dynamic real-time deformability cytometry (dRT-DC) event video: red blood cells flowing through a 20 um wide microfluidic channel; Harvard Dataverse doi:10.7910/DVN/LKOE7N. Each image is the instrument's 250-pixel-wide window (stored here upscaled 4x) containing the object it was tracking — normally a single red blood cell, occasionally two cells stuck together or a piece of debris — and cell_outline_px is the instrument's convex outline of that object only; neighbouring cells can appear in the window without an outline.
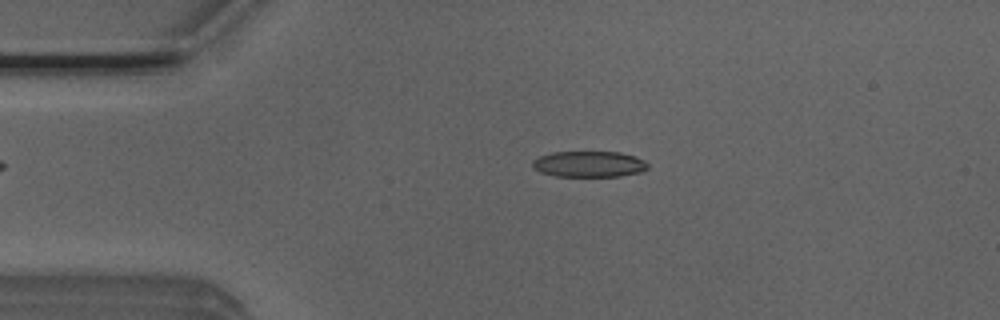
{"species": "Egyptian fruit bat (a non-hibernating species)", "species_latin": "Rousettus aegyptiacus", "temperature_condition": "room temperature", "stored_images_in_passage": 51, "camera_frame_rate_fps": 3000, "um_per_image_px": 0.085, "animal": {"sex": "male"}, "frame": {"image": 1, "passage_image": 10, "time_ms": 3.0, "image_size_px": [1000, 320], "cell_outline_px": [[648, 168], [644, 172], [620, 176], [556, 176], [540, 172], [532, 168], [532, 160], [540, 156], [552, 152], [620, 152], [636, 156], [644, 160], [648, 164]], "centroid_in_image_um": [50.09, 13.95], "position_along_channel_um": 34.9, "area_um2": 17.63}}
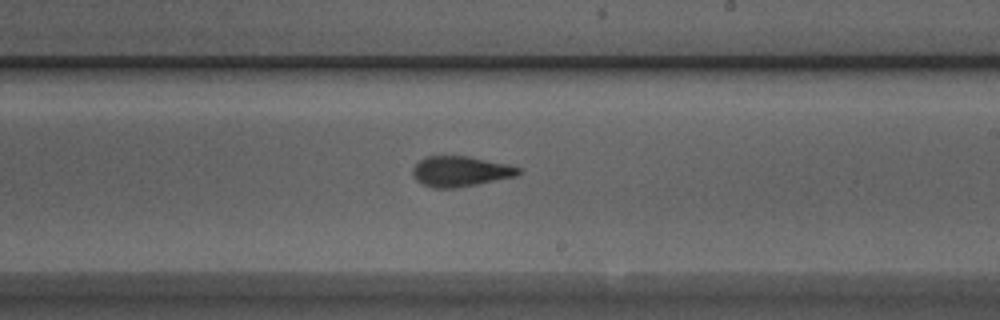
{"frame": {"image": 2, "passage_image": 29, "time_ms": 9.333, "image_size_px": [1000, 320], "cell_outline_px": [[524, 172], [516, 176], [456, 188], [432, 188], [416, 180], [412, 176], [412, 168], [424, 156], [468, 156], [508, 164], [520, 168]], "centroid_in_image_um": [39.13, 14.56], "position_along_channel_um": 249.9, "area_um2": 18.79}}
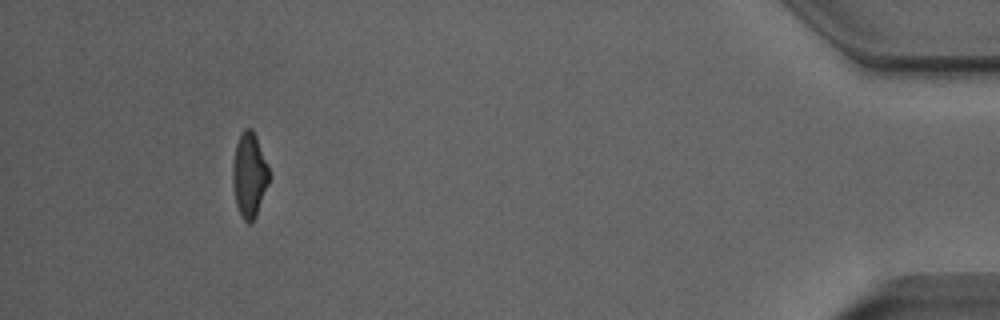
{"frame": {"image": 3, "passage_image": 47, "time_ms": 15.333, "image_size_px": [1000, 320], "cell_outline_px": [[268, 184], [256, 216], [248, 224], [240, 216], [236, 204], [232, 184], [232, 164], [236, 144], [240, 132], [244, 128], [252, 128], [256, 136], [268, 164]], "centroid_in_image_um": [21.17, 14.85], "position_along_channel_um": 414.0, "area_um2": 18.03}, "authors_computed_cell_mechanics": {"area_um2": 18.496, "velocity_mm_per_s": 3.9295, "shape_relaxation_time_tau1_ms": 4.2662, "shape_relaxation_time_tau2_ms": 2.0628, "deformation_change_tau1": 0.1661, "deformation_change_tau2": 0.1149}}